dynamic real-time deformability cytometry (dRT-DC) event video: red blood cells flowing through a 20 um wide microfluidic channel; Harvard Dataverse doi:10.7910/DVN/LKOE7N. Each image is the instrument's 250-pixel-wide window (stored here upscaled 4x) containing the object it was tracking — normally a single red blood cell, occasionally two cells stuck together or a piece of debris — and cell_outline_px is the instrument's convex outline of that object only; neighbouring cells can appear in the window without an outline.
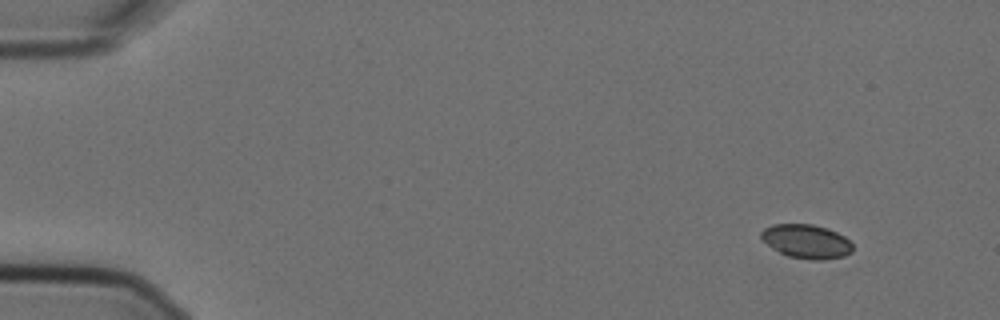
{"species": "Egyptian fruit bat (a non-hibernating species)", "species_latin": "Rousettus aegyptiacus", "temperature_condition": "cold", "stored_images_in_passage": 6, "camera_frame_rate_fps": 3000, "um_per_image_px": 0.085, "animal": {"sex": "female"}, "frame": {"image": 1, "passage_image": 1, "time_ms": 0.0, "image_size_px": [1000, 320], "cell_outline_px": [[852, 252], [844, 256], [820, 260], [812, 260], [788, 256], [772, 248], [760, 236], [760, 232], [764, 228], [772, 224], [812, 224], [828, 228], [844, 236], [852, 244]], "centroid_in_image_um": [68.54, 20.51], "position_along_channel_um": 16.5, "area_um2": 18.03}}
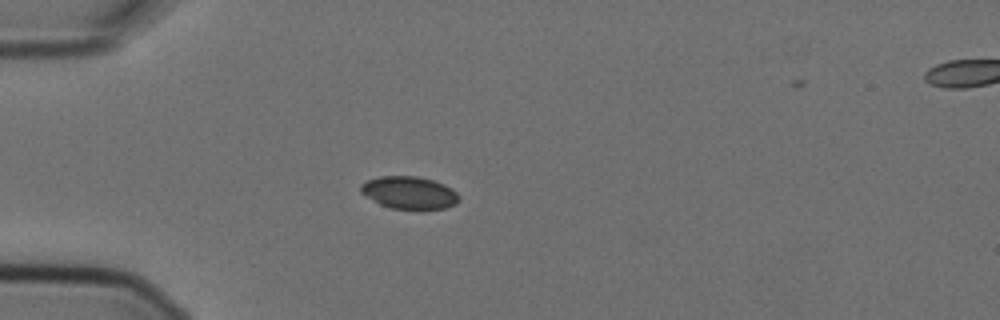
{"frame": {"image": 2, "passage_image": 4, "time_ms": 1.0, "image_size_px": [1000, 320], "cell_outline_px": [[460, 200], [456, 204], [444, 208], [392, 208], [380, 204], [372, 200], [360, 192], [360, 184], [368, 180], [380, 176], [416, 176], [432, 180], [444, 184], [452, 188], [460, 196]], "centroid_in_image_um": [34.79, 16.36], "position_along_channel_um": 50.2, "area_um2": 18.44}}
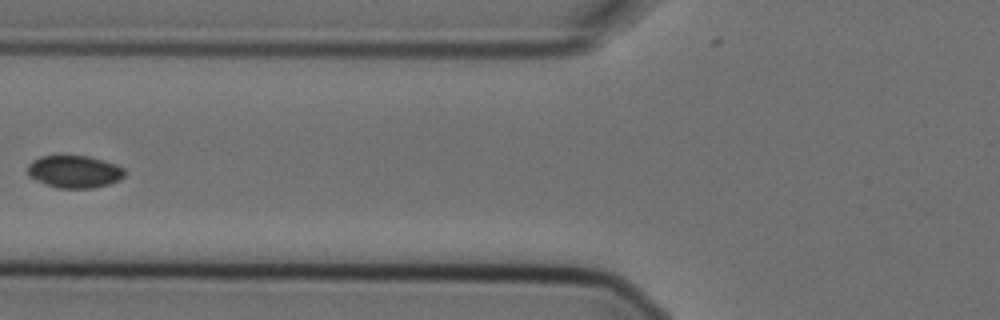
{"frame": {"image": 3, "passage_image": 6, "time_ms": 1.667, "image_size_px": [1000, 320], "cell_outline_px": [[124, 176], [120, 180], [108, 184], [92, 188], [56, 188], [36, 180], [28, 176], [28, 164], [32, 160], [40, 156], [88, 156], [104, 160], [116, 164], [124, 168]], "centroid_in_image_um": [6.32, 14.59], "position_along_channel_um": 119.5, "area_um2": 18.38}}